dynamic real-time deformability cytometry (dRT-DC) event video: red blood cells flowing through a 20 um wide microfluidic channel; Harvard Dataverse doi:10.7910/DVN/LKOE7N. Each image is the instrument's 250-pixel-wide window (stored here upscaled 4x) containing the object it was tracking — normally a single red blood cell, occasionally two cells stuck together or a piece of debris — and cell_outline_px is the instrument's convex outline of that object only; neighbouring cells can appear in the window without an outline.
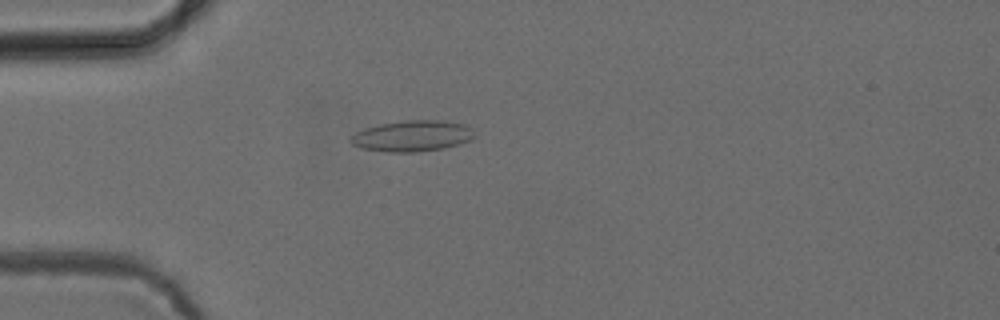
{"species": "common noctule bat (a hibernating species)", "species_latin": "Nyctalus noctula", "temperature_condition": "cold", "stored_images_in_passage": 51, "camera_frame_rate_fps": 3000, "um_per_image_px": 0.085, "animal": {"sex": "female", "body_mass_g": 24.6, "forearm_length_mm": 56.2}, "frame": {"image": 1, "passage_image": 13, "time_ms": 4.0, "image_size_px": [1000, 320], "cell_outline_px": [[476, 136], [472, 140], [444, 148], [416, 152], [388, 152], [360, 148], [352, 144], [348, 140], [356, 132], [364, 128], [380, 124], [404, 120], [440, 120], [464, 124], [472, 128]], "centroid_in_image_um": [35.05, 11.55], "position_along_channel_um": 49.9, "area_um2": 22.54}}
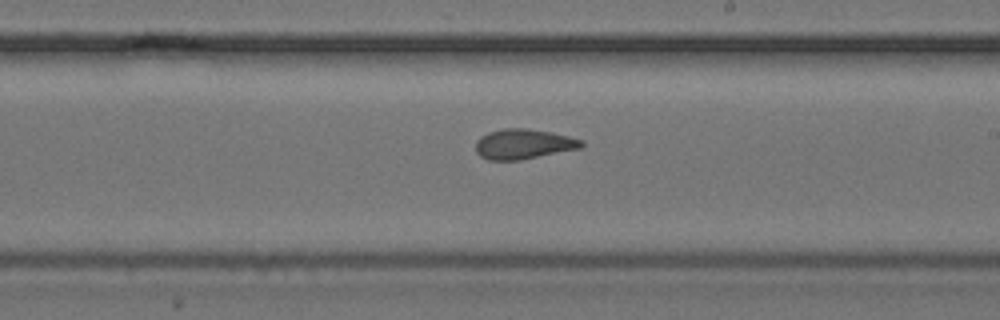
{"frame": {"image": 2, "passage_image": 29, "time_ms": 9.333, "image_size_px": [1000, 320], "cell_outline_px": [[584, 144], [580, 148], [520, 160], [488, 160], [480, 156], [476, 152], [476, 140], [480, 136], [488, 132], [504, 128], [524, 128], [552, 132], [584, 140]], "centroid_in_image_um": [44.48, 12.24], "position_along_channel_um": 244.5, "area_um2": 18.55}}
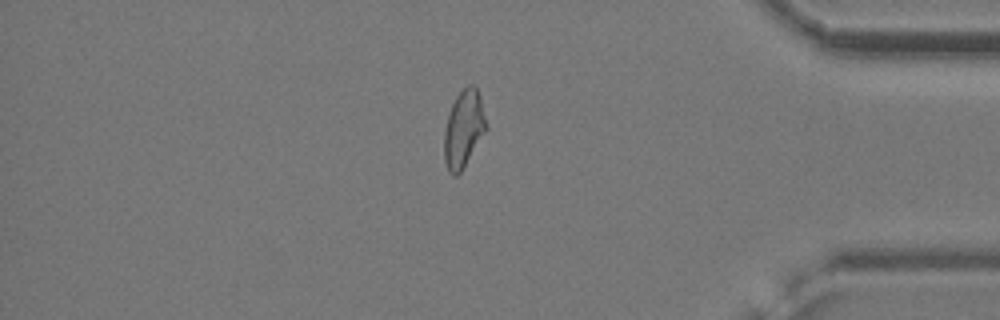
{"frame": {"image": 3, "passage_image": 43, "time_ms": 14.0, "image_size_px": [1000, 320], "cell_outline_px": [[488, 128], [460, 172], [456, 176], [452, 176], [448, 172], [444, 160], [444, 132], [448, 116], [452, 104], [456, 96], [468, 84], [472, 84], [476, 88], [480, 96], [488, 124]], "centroid_in_image_um": [39.42, 10.96], "position_along_channel_um": 395.8, "area_um2": 18.9}, "authors_computed_cell_mechanics": {"area_um2": 19.0162, "velocity_mm_per_s": 3.891, "shape_relaxation_time_tau1_ms": null, "shape_relaxation_time_tau2_ms": 2.0449, "deformation_change_tau1": null, "deformation_change_tau2": 0.0913}}